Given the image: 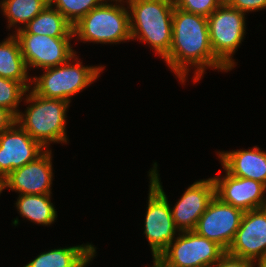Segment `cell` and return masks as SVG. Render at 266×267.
Masks as SVG:
<instances>
[{
  "label": "cell",
  "mask_w": 266,
  "mask_h": 267,
  "mask_svg": "<svg viewBox=\"0 0 266 267\" xmlns=\"http://www.w3.org/2000/svg\"><path fill=\"white\" fill-rule=\"evenodd\" d=\"M172 27V44L163 60L183 85L191 67L194 68V84L203 78L208 68L230 71L214 55L207 17L174 7Z\"/></svg>",
  "instance_id": "obj_1"
},
{
  "label": "cell",
  "mask_w": 266,
  "mask_h": 267,
  "mask_svg": "<svg viewBox=\"0 0 266 267\" xmlns=\"http://www.w3.org/2000/svg\"><path fill=\"white\" fill-rule=\"evenodd\" d=\"M129 9L131 41L150 45L164 59L172 44L174 0H125Z\"/></svg>",
  "instance_id": "obj_2"
},
{
  "label": "cell",
  "mask_w": 266,
  "mask_h": 267,
  "mask_svg": "<svg viewBox=\"0 0 266 267\" xmlns=\"http://www.w3.org/2000/svg\"><path fill=\"white\" fill-rule=\"evenodd\" d=\"M28 107L19 111L15 122L45 149L52 143H68L66 133L67 110L70 103L37 95L31 88L25 94Z\"/></svg>",
  "instance_id": "obj_3"
},
{
  "label": "cell",
  "mask_w": 266,
  "mask_h": 267,
  "mask_svg": "<svg viewBox=\"0 0 266 267\" xmlns=\"http://www.w3.org/2000/svg\"><path fill=\"white\" fill-rule=\"evenodd\" d=\"M125 4L124 0H104L92 9L73 26V34L76 39L78 38L77 41L115 45L129 42V9Z\"/></svg>",
  "instance_id": "obj_4"
},
{
  "label": "cell",
  "mask_w": 266,
  "mask_h": 267,
  "mask_svg": "<svg viewBox=\"0 0 266 267\" xmlns=\"http://www.w3.org/2000/svg\"><path fill=\"white\" fill-rule=\"evenodd\" d=\"M77 56L76 53L66 63L43 69L39 77H32L31 89L41 97L71 103L73 96L95 82L105 69L102 65L84 66Z\"/></svg>",
  "instance_id": "obj_5"
},
{
  "label": "cell",
  "mask_w": 266,
  "mask_h": 267,
  "mask_svg": "<svg viewBox=\"0 0 266 267\" xmlns=\"http://www.w3.org/2000/svg\"><path fill=\"white\" fill-rule=\"evenodd\" d=\"M152 166L148 172L150 185L143 234L150 245L153 259H157L180 231L174 224L172 205L163 190L157 162Z\"/></svg>",
  "instance_id": "obj_6"
},
{
  "label": "cell",
  "mask_w": 266,
  "mask_h": 267,
  "mask_svg": "<svg viewBox=\"0 0 266 267\" xmlns=\"http://www.w3.org/2000/svg\"><path fill=\"white\" fill-rule=\"evenodd\" d=\"M246 13L222 3L209 17V39L214 55L229 69L235 68L233 55L246 33Z\"/></svg>",
  "instance_id": "obj_7"
},
{
  "label": "cell",
  "mask_w": 266,
  "mask_h": 267,
  "mask_svg": "<svg viewBox=\"0 0 266 267\" xmlns=\"http://www.w3.org/2000/svg\"><path fill=\"white\" fill-rule=\"evenodd\" d=\"M225 253L217 242L183 231L156 260L163 267H212Z\"/></svg>",
  "instance_id": "obj_8"
},
{
  "label": "cell",
  "mask_w": 266,
  "mask_h": 267,
  "mask_svg": "<svg viewBox=\"0 0 266 267\" xmlns=\"http://www.w3.org/2000/svg\"><path fill=\"white\" fill-rule=\"evenodd\" d=\"M14 32L13 34L19 41L21 53L28 70L56 67L66 63L76 54L71 45V39L73 38L28 34L23 28Z\"/></svg>",
  "instance_id": "obj_9"
},
{
  "label": "cell",
  "mask_w": 266,
  "mask_h": 267,
  "mask_svg": "<svg viewBox=\"0 0 266 267\" xmlns=\"http://www.w3.org/2000/svg\"><path fill=\"white\" fill-rule=\"evenodd\" d=\"M244 211L222 202L215 196L200 216L194 232L217 242L226 251L239 229Z\"/></svg>",
  "instance_id": "obj_10"
},
{
  "label": "cell",
  "mask_w": 266,
  "mask_h": 267,
  "mask_svg": "<svg viewBox=\"0 0 266 267\" xmlns=\"http://www.w3.org/2000/svg\"><path fill=\"white\" fill-rule=\"evenodd\" d=\"M226 252L252 262L266 260V207L244 212Z\"/></svg>",
  "instance_id": "obj_11"
},
{
  "label": "cell",
  "mask_w": 266,
  "mask_h": 267,
  "mask_svg": "<svg viewBox=\"0 0 266 267\" xmlns=\"http://www.w3.org/2000/svg\"><path fill=\"white\" fill-rule=\"evenodd\" d=\"M46 149L16 122L0 134V178L39 157Z\"/></svg>",
  "instance_id": "obj_12"
},
{
  "label": "cell",
  "mask_w": 266,
  "mask_h": 267,
  "mask_svg": "<svg viewBox=\"0 0 266 267\" xmlns=\"http://www.w3.org/2000/svg\"><path fill=\"white\" fill-rule=\"evenodd\" d=\"M52 158V150L46 149L39 157L13 170L4 178V188L19 195L52 194Z\"/></svg>",
  "instance_id": "obj_13"
},
{
  "label": "cell",
  "mask_w": 266,
  "mask_h": 267,
  "mask_svg": "<svg viewBox=\"0 0 266 267\" xmlns=\"http://www.w3.org/2000/svg\"><path fill=\"white\" fill-rule=\"evenodd\" d=\"M215 196L222 202L241 210L250 211L266 207V186L258 181L232 176L225 170V176L212 177Z\"/></svg>",
  "instance_id": "obj_14"
},
{
  "label": "cell",
  "mask_w": 266,
  "mask_h": 267,
  "mask_svg": "<svg viewBox=\"0 0 266 267\" xmlns=\"http://www.w3.org/2000/svg\"><path fill=\"white\" fill-rule=\"evenodd\" d=\"M214 197L215 183L212 177L197 180L191 184L171 207L176 228L180 232L193 231L200 216Z\"/></svg>",
  "instance_id": "obj_15"
},
{
  "label": "cell",
  "mask_w": 266,
  "mask_h": 267,
  "mask_svg": "<svg viewBox=\"0 0 266 267\" xmlns=\"http://www.w3.org/2000/svg\"><path fill=\"white\" fill-rule=\"evenodd\" d=\"M223 170L236 177L249 178L266 186V151L259 147L219 151Z\"/></svg>",
  "instance_id": "obj_16"
},
{
  "label": "cell",
  "mask_w": 266,
  "mask_h": 267,
  "mask_svg": "<svg viewBox=\"0 0 266 267\" xmlns=\"http://www.w3.org/2000/svg\"><path fill=\"white\" fill-rule=\"evenodd\" d=\"M93 244H81L41 252L23 267H86L96 257Z\"/></svg>",
  "instance_id": "obj_17"
},
{
  "label": "cell",
  "mask_w": 266,
  "mask_h": 267,
  "mask_svg": "<svg viewBox=\"0 0 266 267\" xmlns=\"http://www.w3.org/2000/svg\"><path fill=\"white\" fill-rule=\"evenodd\" d=\"M28 74L19 41L13 33L8 34V37L0 42V77L21 82L27 89H30L32 77Z\"/></svg>",
  "instance_id": "obj_18"
},
{
  "label": "cell",
  "mask_w": 266,
  "mask_h": 267,
  "mask_svg": "<svg viewBox=\"0 0 266 267\" xmlns=\"http://www.w3.org/2000/svg\"><path fill=\"white\" fill-rule=\"evenodd\" d=\"M23 29L28 34L75 39L72 24L50 4Z\"/></svg>",
  "instance_id": "obj_19"
},
{
  "label": "cell",
  "mask_w": 266,
  "mask_h": 267,
  "mask_svg": "<svg viewBox=\"0 0 266 267\" xmlns=\"http://www.w3.org/2000/svg\"><path fill=\"white\" fill-rule=\"evenodd\" d=\"M51 194L18 195L16 209L21 217L34 224L50 226L57 218V211L51 202Z\"/></svg>",
  "instance_id": "obj_20"
},
{
  "label": "cell",
  "mask_w": 266,
  "mask_h": 267,
  "mask_svg": "<svg viewBox=\"0 0 266 267\" xmlns=\"http://www.w3.org/2000/svg\"><path fill=\"white\" fill-rule=\"evenodd\" d=\"M49 0H2L0 9L8 20L7 28H15L18 31L33 20L46 6ZM23 24L22 26H20Z\"/></svg>",
  "instance_id": "obj_21"
},
{
  "label": "cell",
  "mask_w": 266,
  "mask_h": 267,
  "mask_svg": "<svg viewBox=\"0 0 266 267\" xmlns=\"http://www.w3.org/2000/svg\"><path fill=\"white\" fill-rule=\"evenodd\" d=\"M104 0H49V4L58 10L74 26L92 9Z\"/></svg>",
  "instance_id": "obj_22"
},
{
  "label": "cell",
  "mask_w": 266,
  "mask_h": 267,
  "mask_svg": "<svg viewBox=\"0 0 266 267\" xmlns=\"http://www.w3.org/2000/svg\"><path fill=\"white\" fill-rule=\"evenodd\" d=\"M28 89L18 81L0 77V106L9 110L15 117L20 111L19 104Z\"/></svg>",
  "instance_id": "obj_23"
},
{
  "label": "cell",
  "mask_w": 266,
  "mask_h": 267,
  "mask_svg": "<svg viewBox=\"0 0 266 267\" xmlns=\"http://www.w3.org/2000/svg\"><path fill=\"white\" fill-rule=\"evenodd\" d=\"M174 4L185 12L209 17L222 2L220 0H174Z\"/></svg>",
  "instance_id": "obj_24"
},
{
  "label": "cell",
  "mask_w": 266,
  "mask_h": 267,
  "mask_svg": "<svg viewBox=\"0 0 266 267\" xmlns=\"http://www.w3.org/2000/svg\"><path fill=\"white\" fill-rule=\"evenodd\" d=\"M227 4L244 13L266 9V0H230Z\"/></svg>",
  "instance_id": "obj_25"
},
{
  "label": "cell",
  "mask_w": 266,
  "mask_h": 267,
  "mask_svg": "<svg viewBox=\"0 0 266 267\" xmlns=\"http://www.w3.org/2000/svg\"><path fill=\"white\" fill-rule=\"evenodd\" d=\"M254 262L228 254L227 252L212 267H253Z\"/></svg>",
  "instance_id": "obj_26"
},
{
  "label": "cell",
  "mask_w": 266,
  "mask_h": 267,
  "mask_svg": "<svg viewBox=\"0 0 266 267\" xmlns=\"http://www.w3.org/2000/svg\"><path fill=\"white\" fill-rule=\"evenodd\" d=\"M16 117L6 108L0 106V134L15 123Z\"/></svg>",
  "instance_id": "obj_27"
},
{
  "label": "cell",
  "mask_w": 266,
  "mask_h": 267,
  "mask_svg": "<svg viewBox=\"0 0 266 267\" xmlns=\"http://www.w3.org/2000/svg\"><path fill=\"white\" fill-rule=\"evenodd\" d=\"M255 265L257 267H266V260L256 261V262H254L253 267H255Z\"/></svg>",
  "instance_id": "obj_28"
},
{
  "label": "cell",
  "mask_w": 266,
  "mask_h": 267,
  "mask_svg": "<svg viewBox=\"0 0 266 267\" xmlns=\"http://www.w3.org/2000/svg\"><path fill=\"white\" fill-rule=\"evenodd\" d=\"M150 267V266H148ZM152 267H163L156 259H153V265Z\"/></svg>",
  "instance_id": "obj_29"
},
{
  "label": "cell",
  "mask_w": 266,
  "mask_h": 267,
  "mask_svg": "<svg viewBox=\"0 0 266 267\" xmlns=\"http://www.w3.org/2000/svg\"><path fill=\"white\" fill-rule=\"evenodd\" d=\"M4 189V180L0 178V195Z\"/></svg>",
  "instance_id": "obj_30"
},
{
  "label": "cell",
  "mask_w": 266,
  "mask_h": 267,
  "mask_svg": "<svg viewBox=\"0 0 266 267\" xmlns=\"http://www.w3.org/2000/svg\"><path fill=\"white\" fill-rule=\"evenodd\" d=\"M222 3H228L230 0H220Z\"/></svg>",
  "instance_id": "obj_31"
}]
</instances>
